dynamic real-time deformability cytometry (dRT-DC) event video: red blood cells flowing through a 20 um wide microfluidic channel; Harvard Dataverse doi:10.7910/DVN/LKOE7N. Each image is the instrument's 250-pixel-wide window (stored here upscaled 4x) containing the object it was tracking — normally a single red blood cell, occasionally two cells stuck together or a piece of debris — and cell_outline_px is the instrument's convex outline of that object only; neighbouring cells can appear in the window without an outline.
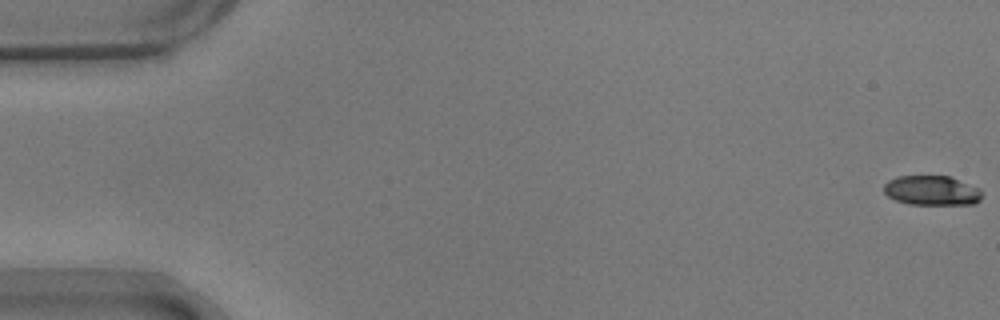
{"species": "common noctule bat (a hibernating species)", "species_latin": "Nyctalus noctula", "temperature_condition": "warm", "stored_images_in_passage": 50, "camera_frame_rate_fps": 3000, "um_per_image_px": 0.085, "animal": {"sex": "male", "body_mass_g": 17.9}, "frame": {"image": 1, "passage_image": 1, "time_ms": 0.0, "image_size_px": [1000, 320], "cell_outline_px": [[980, 200], [976, 204], [908, 204], [896, 200], [888, 196], [884, 192], [884, 184], [888, 180], [896, 176], [948, 176], [980, 188]], "centroid_in_image_um": [79.18, 16.19], "position_along_channel_um": 5.8, "area_um2": 16.88}}
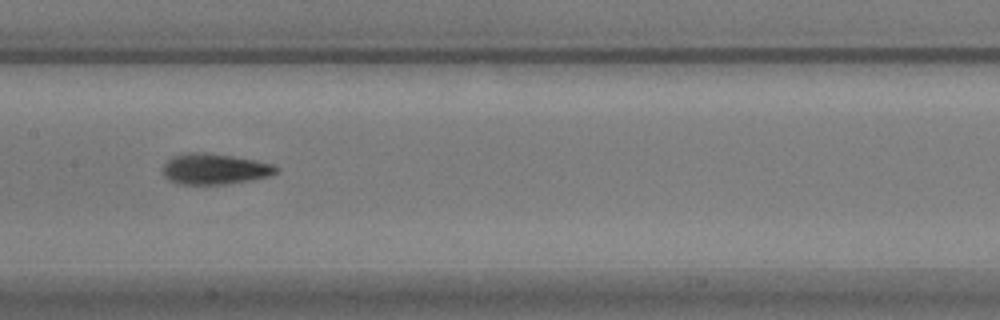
{"frame": {"image": 2, "passage_image": 28, "time_ms": 9.0, "image_size_px": [1000, 320], "cell_outline_px": [[280, 168], [276, 172], [268, 176], [252, 180], [224, 184], [180, 184], [168, 180], [164, 176], [164, 164], [172, 156], [184, 152], [204, 152], [232, 156], [256, 160], [272, 164]], "centroid_in_image_um": [18.23, 14.35], "position_along_channel_um": 189.2, "area_um2": 20.35}}
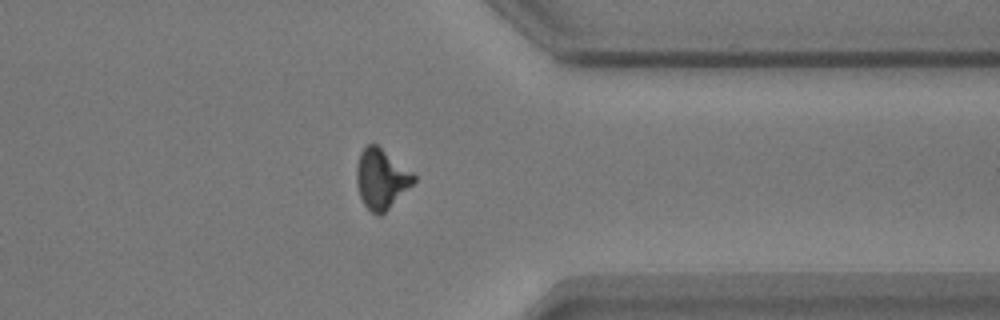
{"frame": {"image": 3, "passage_image": 44, "time_ms": 14.333, "image_size_px": [1000, 320], "cell_outline_px": [[416, 180], [380, 216], [376, 216], [364, 204], [360, 196], [356, 180], [356, 168], [360, 152], [368, 144], [376, 144], [412, 172], [416, 176]], "centroid_in_image_um": [32.38, 15.2], "position_along_channel_um": 379.0, "area_um2": 19.54}, "authors_computed_cell_mechanics": {"area_um2": 19.2763, "velocity_mm_per_s": 3.7038, "shape_relaxation_time_tau1_ms": 3.1754, "shape_relaxation_time_tau2_ms": 2.1823, "deformation_change_tau1": 0.162, "deformation_change_tau2": 0.1018}}